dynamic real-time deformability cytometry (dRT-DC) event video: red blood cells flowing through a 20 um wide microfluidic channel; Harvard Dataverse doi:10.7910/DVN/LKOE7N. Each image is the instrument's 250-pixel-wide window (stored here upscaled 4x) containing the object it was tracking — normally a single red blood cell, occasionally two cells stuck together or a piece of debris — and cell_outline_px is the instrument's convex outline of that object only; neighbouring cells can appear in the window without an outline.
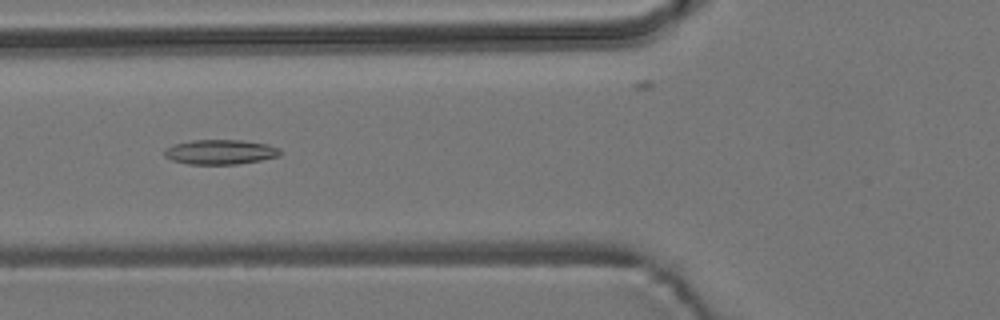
{"species": "common noctule bat (a hibernating species)", "species_latin": "Nyctalus noctula", "temperature_condition": "room temperature", "stored_images_in_passage": 7, "camera_frame_rate_fps": 3000, "um_per_image_px": 0.085, "animal": {"sex": "male", "body_mass_g": 19.2, "forearm_length_mm": 51.8}, "frame": {"image": 1, "passage_image": 6, "time_ms": 5.667, "image_size_px": [1000, 320], "cell_outline_px": [[280, 156], [260, 160], [236, 164], [188, 164], [172, 160], [164, 156], [164, 148], [172, 144], [192, 140], [240, 140], [268, 144], [280, 148]], "centroid_in_image_um": [18.69, 12.91], "position_along_channel_um": 107.1, "area_um2": 16.76}}
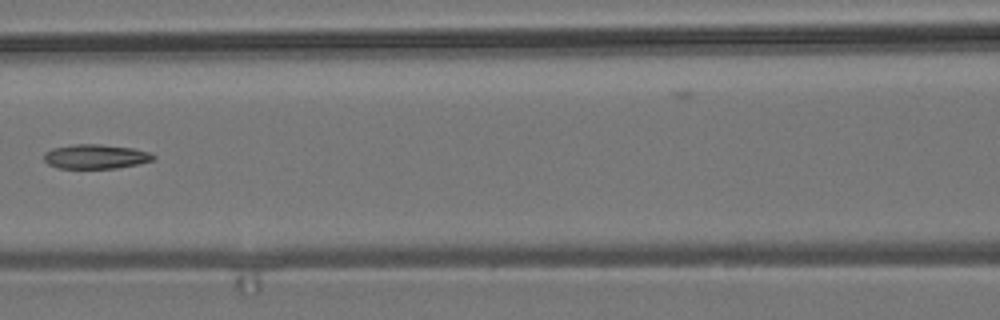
{"frame": {"image": 2, "passage_image": 7, "time_ms": 7.0, "image_size_px": [1000, 320], "cell_outline_px": [[156, 156], [152, 160], [136, 164], [116, 168], [60, 168], [48, 164], [44, 160], [44, 152], [52, 148], [76, 144], [100, 144], [132, 148], [152, 152]], "centroid_in_image_um": [8.12, 13.3], "position_along_channel_um": 158.5, "area_um2": 15.49}}